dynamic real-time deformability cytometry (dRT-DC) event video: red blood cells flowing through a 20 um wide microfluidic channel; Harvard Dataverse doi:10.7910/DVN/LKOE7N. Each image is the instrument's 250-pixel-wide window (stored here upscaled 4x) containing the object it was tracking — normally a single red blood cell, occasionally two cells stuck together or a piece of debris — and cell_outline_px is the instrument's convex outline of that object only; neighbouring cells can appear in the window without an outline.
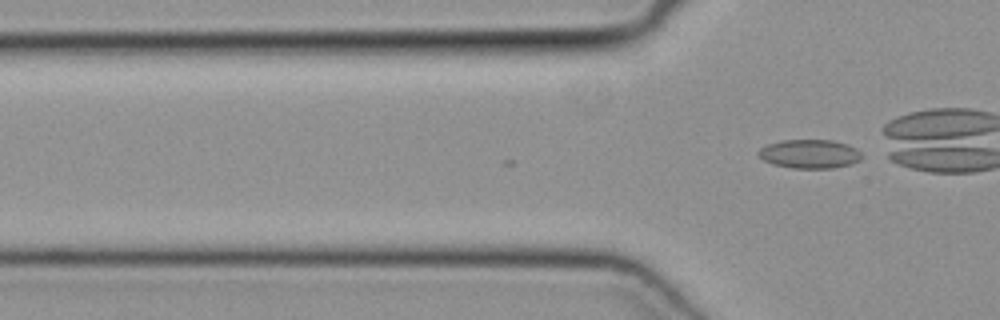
{"species": "common noctule bat (a hibernating species)", "species_latin": "Nyctalus noctula", "temperature_condition": "cold", "stored_images_in_passage": 2, "camera_frame_rate_fps": 3000, "um_per_image_px": 0.085, "animal": {"sex": "female", "body_mass_g": 19.3, "forearm_length_mm": 54.1}, "frame": {"image": 1, "passage_image": 2, "time_ms": 0.333, "image_size_px": [1000, 320], "cell_outline_px": [[864, 156], [860, 160], [852, 164], [832, 168], [792, 168], [772, 164], [764, 160], [756, 152], [760, 148], [768, 144], [780, 140], [832, 140], [848, 144], [856, 148]], "centroid_in_image_um": [68.84, 13.08], "position_along_channel_um": 57.0, "area_um2": 17.51}}